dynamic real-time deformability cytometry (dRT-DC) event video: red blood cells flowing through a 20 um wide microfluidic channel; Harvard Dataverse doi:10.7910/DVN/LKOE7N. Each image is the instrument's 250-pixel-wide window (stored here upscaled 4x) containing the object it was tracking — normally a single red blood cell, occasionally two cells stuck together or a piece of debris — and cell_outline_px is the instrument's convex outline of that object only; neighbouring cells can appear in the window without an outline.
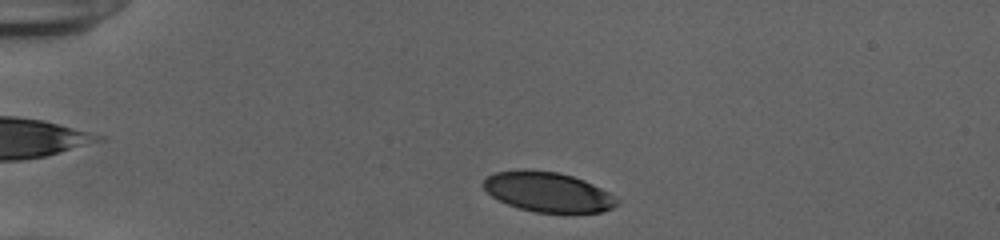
{"species": "human", "species_latin": "Homo sapiens", "temperature_condition": "cold", "stored_images_in_passage": 35, "camera_frame_rate_fps": 3000, "um_per_image_px": 0.085, "donor": {"sex": "female"}, "frame": {"image": 1, "passage_image": 2, "time_ms": 0.333, "image_size_px": [1000, 240], "cell_outline_px": [[620, 200], [612, 208], [600, 212], [536, 212], [520, 208], [508, 204], [492, 196], [480, 184], [488, 176], [496, 172], [524, 168], [556, 172], [572, 176], [584, 180], [608, 192]], "centroid_in_image_um": [46.54, 16.3], "position_along_channel_um": 38.5, "area_um2": 30.81}}
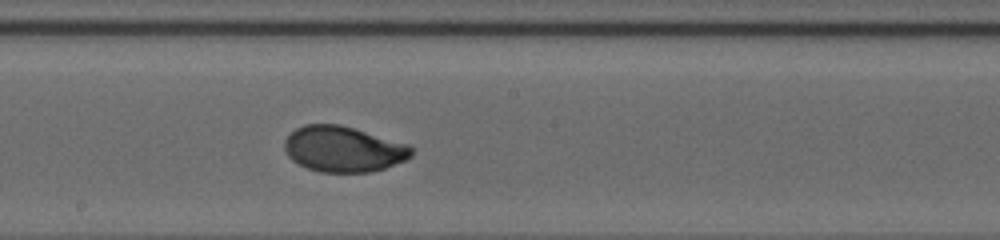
{"frame": {"image": 2, "passage_image": 20, "time_ms": 6.333, "image_size_px": [1000, 240], "cell_outline_px": [[416, 148], [412, 156], [404, 160], [384, 168], [372, 172], [320, 172], [308, 168], [292, 160], [288, 156], [284, 148], [284, 140], [296, 128], [304, 124], [340, 124], [412, 144]], "centroid_in_image_um": [29.24, 12.66], "position_along_channel_um": 219.0, "area_um2": 34.16}}
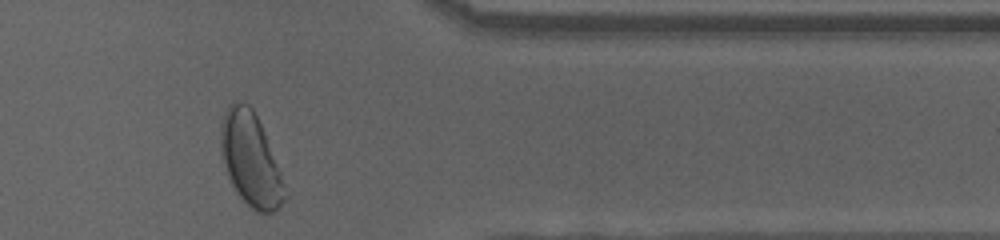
{"frame": {"image": 3, "passage_image": 34, "time_ms": 11.0, "image_size_px": [1000, 240], "cell_outline_px": [[288, 196], [272, 212], [256, 212], [236, 192], [228, 176], [220, 152], [220, 128], [224, 112], [228, 104], [248, 104], [252, 108], [264, 132], [280, 172]], "centroid_in_image_um": [21.28, 13.57], "position_along_channel_um": 390.1, "area_um2": 34.1}, "authors_computed_cell_mechanics": {"area_um2": 33.5818, "velocity_mm_per_s": 3.8912, "shape_relaxation_time_tau1_ms": 3.3389, "shape_relaxation_time_tau2_ms": null, "deformation_change_tau1": 0.156, "deformation_change_tau2": null}}